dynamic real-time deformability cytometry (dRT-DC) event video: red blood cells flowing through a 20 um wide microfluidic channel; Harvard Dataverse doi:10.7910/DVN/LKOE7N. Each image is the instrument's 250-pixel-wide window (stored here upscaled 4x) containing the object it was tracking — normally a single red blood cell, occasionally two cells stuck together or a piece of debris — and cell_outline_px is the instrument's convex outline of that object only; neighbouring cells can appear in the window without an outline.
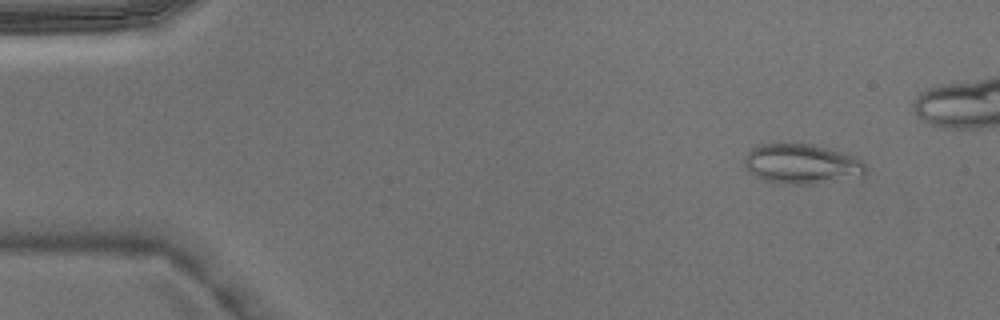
{"species": "Egyptian fruit bat (a non-hibernating species)", "species_latin": "Rousettus aegyptiacus", "temperature_condition": "warm", "stored_images_in_passage": 6, "camera_frame_rate_fps": 3000, "um_per_image_px": 0.085, "animal": {"sex": "male"}, "frame": {"image": 1, "passage_image": 1, "time_ms": 0.0, "image_size_px": [1000, 320], "cell_outline_px": [[868, 172], [864, 176], [816, 184], [788, 184], [764, 180], [748, 172], [744, 168], [744, 160], [748, 152], [752, 148], [760, 144], [812, 144], [856, 156], [868, 168]], "centroid_in_image_um": [68.18, 13.95], "position_along_channel_um": 16.8, "area_um2": 28.38}}